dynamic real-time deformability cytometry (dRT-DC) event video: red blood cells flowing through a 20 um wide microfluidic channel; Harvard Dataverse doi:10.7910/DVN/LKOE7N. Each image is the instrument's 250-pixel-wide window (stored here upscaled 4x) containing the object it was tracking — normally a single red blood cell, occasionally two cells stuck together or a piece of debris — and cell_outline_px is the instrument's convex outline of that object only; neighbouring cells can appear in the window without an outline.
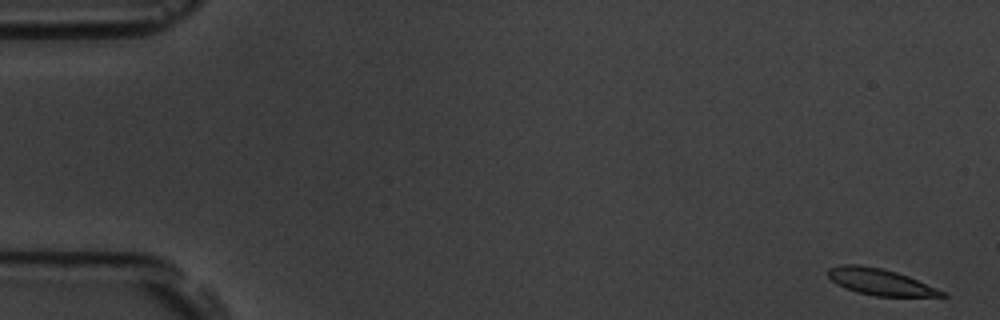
{"species": "common noctule bat (a hibernating species)", "species_latin": "Nyctalus noctula", "temperature_condition": "room temperature", "stored_images_in_passage": 13, "camera_frame_rate_fps": 3000, "um_per_image_px": 0.085, "animal": {"sex": "male", "body_mass_g": 19.5, "forearm_length_mm": 54.6}, "frame": {"image": 1, "passage_image": 1, "time_ms": 0.0, "image_size_px": [1000, 320], "cell_outline_px": [[948, 296], [876, 296], [856, 292], [844, 288], [836, 284], [828, 276], [828, 268], [840, 264], [860, 264], [884, 268], [908, 276], [936, 288], [944, 292]], "centroid_in_image_um": [74.75, 23.94], "position_along_channel_um": 10.3, "area_um2": 17.51}}